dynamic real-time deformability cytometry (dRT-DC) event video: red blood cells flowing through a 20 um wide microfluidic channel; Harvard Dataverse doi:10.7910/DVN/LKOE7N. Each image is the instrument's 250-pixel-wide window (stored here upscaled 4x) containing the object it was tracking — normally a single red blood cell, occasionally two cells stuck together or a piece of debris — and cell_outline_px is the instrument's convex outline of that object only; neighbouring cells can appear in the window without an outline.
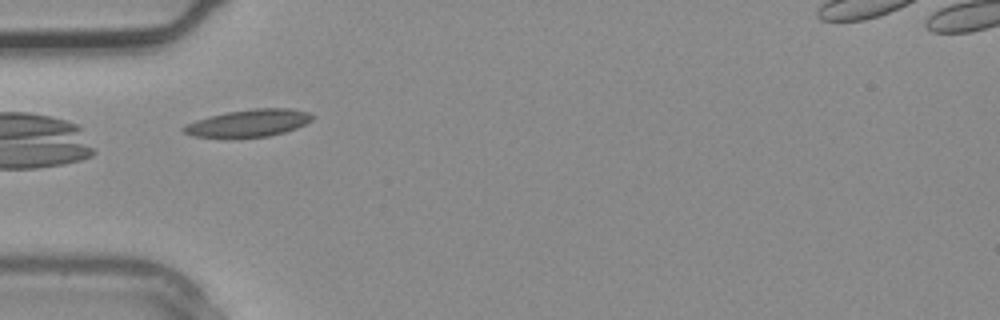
{"species": "common noctule bat (a hibernating species)", "species_latin": "Nyctalus noctula", "temperature_condition": "warm", "stored_images_in_passage": 2, "camera_frame_rate_fps": 3000, "um_per_image_px": 0.085, "animal": {"sex": "male", "body_mass_g": 20.4}, "frame": {"image": 1, "passage_image": 2, "time_ms": 0.333, "image_size_px": [1000, 320], "cell_outline_px": [[316, 116], [312, 120], [296, 128], [284, 132], [268, 136], [228, 140], [192, 136], [184, 132], [180, 128], [184, 124], [196, 120], [228, 112], [256, 108], [292, 108], [312, 112]], "centroid_in_image_um": [21.11, 10.49], "position_along_channel_um": 63.9, "area_um2": 21.21}}